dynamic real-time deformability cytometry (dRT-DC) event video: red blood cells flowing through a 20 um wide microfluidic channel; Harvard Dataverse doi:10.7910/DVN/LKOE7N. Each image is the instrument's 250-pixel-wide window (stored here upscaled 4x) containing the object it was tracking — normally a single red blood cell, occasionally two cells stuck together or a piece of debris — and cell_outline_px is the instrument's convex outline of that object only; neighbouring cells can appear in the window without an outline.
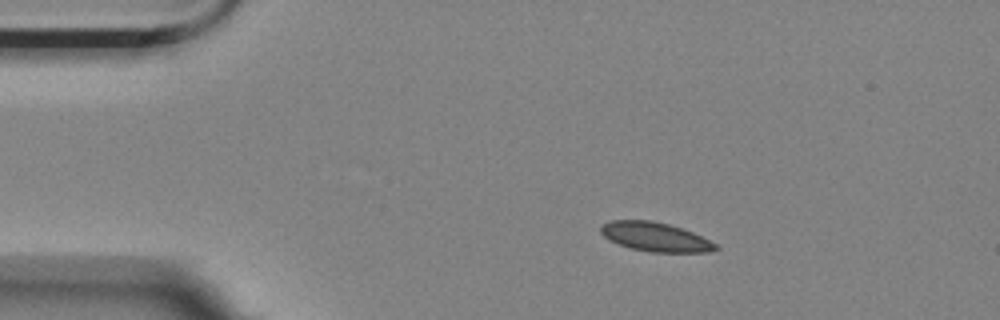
{"species": "Egyptian fruit bat (a non-hibernating species)", "species_latin": "Rousettus aegyptiacus", "temperature_condition": "room temperature", "stored_images_in_passage": 4, "camera_frame_rate_fps": 3000, "um_per_image_px": 0.085, "animal": {"sex": "female"}, "frame": {"image": 1, "passage_image": 2, "time_ms": 0.333, "image_size_px": [1000, 320], "cell_outline_px": [[720, 248], [708, 252], [652, 252], [632, 248], [620, 244], [604, 236], [600, 232], [600, 228], [604, 224], [612, 220], [652, 220], [668, 224], [692, 232], [716, 244]], "centroid_in_image_um": [55.71, 20.13], "position_along_channel_um": 29.3, "area_um2": 19.07}}